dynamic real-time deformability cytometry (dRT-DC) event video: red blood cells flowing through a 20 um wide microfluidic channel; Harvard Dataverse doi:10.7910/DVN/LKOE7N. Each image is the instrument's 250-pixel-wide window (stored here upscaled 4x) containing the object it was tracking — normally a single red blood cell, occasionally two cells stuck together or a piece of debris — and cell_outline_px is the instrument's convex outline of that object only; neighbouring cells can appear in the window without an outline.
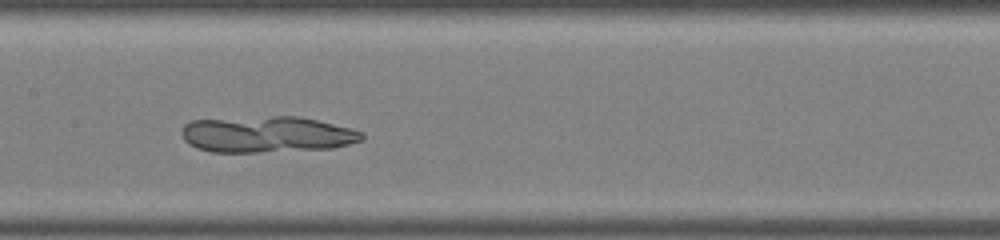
{"species": "common noctule bat (a hibernating species)", "species_latin": "Nyctalus noctula", "temperature_condition": "warm", "stored_images_in_passage": 33, "camera_frame_rate_fps": 3000, "um_per_image_px": 0.085, "animal": {"sex": "male", "body_mass_g": 19.0, "forearm_length_mm": 50.8}, "frame": {"image": 1, "passage_image": 13, "time_ms": 4.0, "image_size_px": [1000, 240], "cell_outline_px": [[364, 140], [332, 148], [256, 152], [212, 152], [196, 148], [188, 144], [184, 140], [180, 132], [180, 128], [184, 124], [192, 120], [272, 116], [296, 116], [316, 120], [364, 132]], "centroid_in_image_um": [22.63, 11.42], "position_along_channel_um": 184.8, "area_um2": 38.03}}
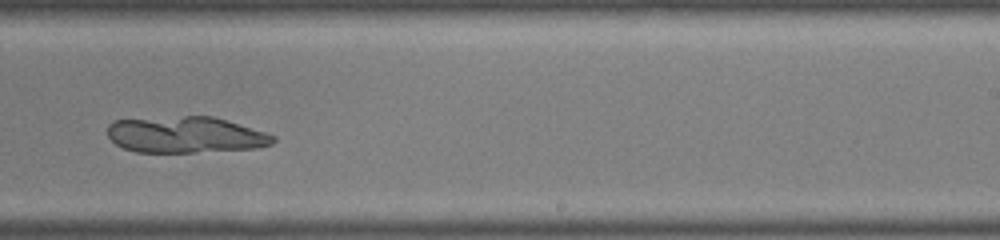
{"frame": {"image": 2, "passage_image": 18, "time_ms": 5.667, "image_size_px": [1000, 240], "cell_outline_px": [[276, 140], [272, 144], [256, 148], [196, 152], [136, 152], [124, 148], [116, 144], [108, 136], [108, 124], [112, 120], [184, 116], [212, 116], [264, 132], [276, 136]], "centroid_in_image_um": [15.75, 11.46], "position_along_channel_um": 273.3, "area_um2": 34.85}}
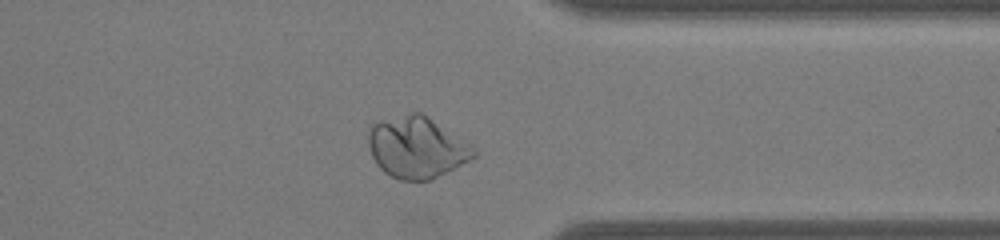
{"frame": {"image": 3, "passage_image": 24, "time_ms": 7.667, "image_size_px": [1000, 240], "cell_outline_px": [[476, 156], [472, 160], [432, 180], [400, 180], [384, 172], [376, 164], [372, 156], [368, 144], [368, 132], [372, 124], [380, 120], [408, 112], [420, 112], [476, 148]], "centroid_in_image_um": [35.42, 12.54], "position_along_channel_um": 376.0, "area_um2": 37.8}}